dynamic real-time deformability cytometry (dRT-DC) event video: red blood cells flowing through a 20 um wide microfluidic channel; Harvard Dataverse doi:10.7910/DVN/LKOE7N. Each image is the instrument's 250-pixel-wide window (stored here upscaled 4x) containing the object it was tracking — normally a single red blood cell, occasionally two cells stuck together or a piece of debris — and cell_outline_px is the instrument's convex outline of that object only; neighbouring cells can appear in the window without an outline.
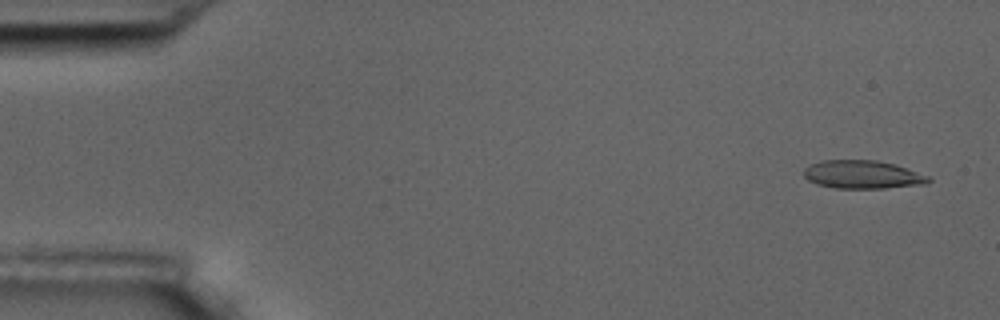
{"species": "common noctule bat (a hibernating species)", "species_latin": "Nyctalus noctula", "temperature_condition": "room temperature", "stored_images_in_passage": 4, "camera_frame_rate_fps": 3000, "um_per_image_px": 0.085, "animal": {"sex": "male", "body_mass_g": 17.5, "forearm_length_mm": 52.3}, "frame": {"image": 1, "passage_image": 1, "time_ms": 0.0, "image_size_px": [1000, 320], "cell_outline_px": [[932, 180], [928, 184], [884, 188], [836, 188], [816, 184], [808, 180], [804, 176], [804, 168], [820, 160], [876, 160], [896, 164], [928, 176]], "centroid_in_image_um": [73.33, 14.84], "position_along_channel_um": 11.7, "area_um2": 20.58}}
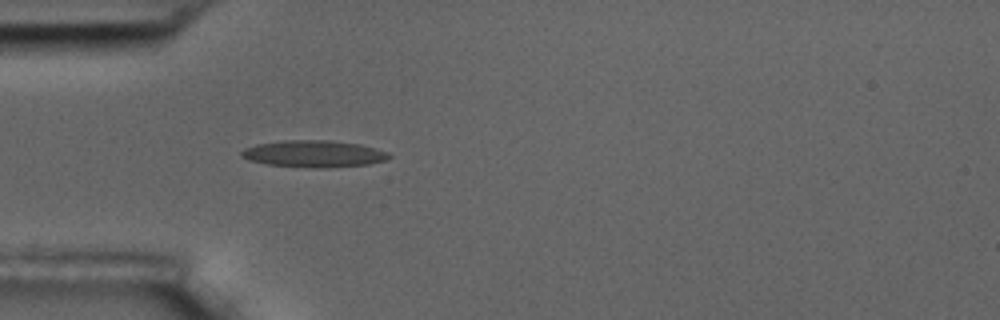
{"frame": {"image": 2, "passage_image": 4, "time_ms": 4.667, "image_size_px": [1000, 320], "cell_outline_px": [[392, 156], [384, 160], [368, 164], [320, 168], [268, 164], [248, 160], [240, 156], [240, 152], [244, 148], [256, 144], [284, 140], [328, 140], [360, 144], [376, 148], [388, 152]], "centroid_in_image_um": [26.65, 13.06], "position_along_channel_um": 58.3, "area_um2": 22.95}}